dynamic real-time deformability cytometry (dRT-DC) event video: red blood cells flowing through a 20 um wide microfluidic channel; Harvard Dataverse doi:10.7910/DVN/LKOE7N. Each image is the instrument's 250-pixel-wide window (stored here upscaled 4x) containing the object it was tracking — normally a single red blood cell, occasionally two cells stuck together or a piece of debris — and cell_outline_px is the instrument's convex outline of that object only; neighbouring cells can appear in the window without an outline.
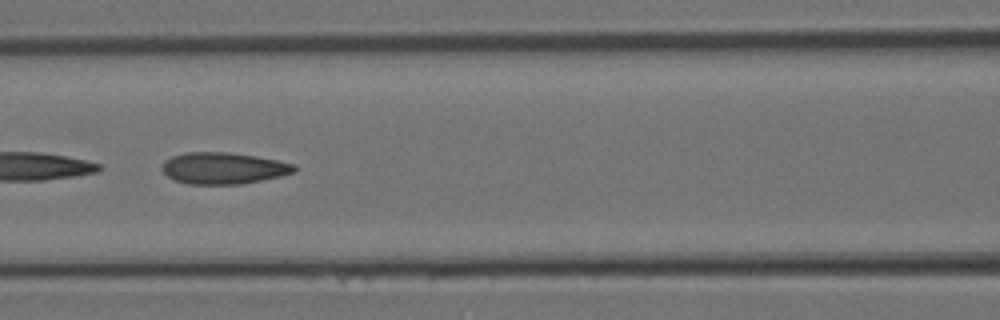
{"species": "Egyptian fruit bat (a non-hibernating species)", "species_latin": "Rousettus aegyptiacus", "temperature_condition": "room temperature", "stored_images_in_passage": 22, "camera_frame_rate_fps": 3000, "um_per_image_px": 0.085, "animal": {"sex": "female"}, "frame": {"image": 1, "passage_image": 7, "time_ms": 2.0, "image_size_px": [1000, 320], "cell_outline_px": [[296, 172], [280, 176], [240, 184], [188, 184], [176, 180], [168, 176], [160, 168], [164, 160], [172, 156], [184, 152], [228, 152], [256, 156], [296, 164]], "centroid_in_image_um": [18.98, 14.29], "position_along_channel_um": 147.6, "area_um2": 24.33}}
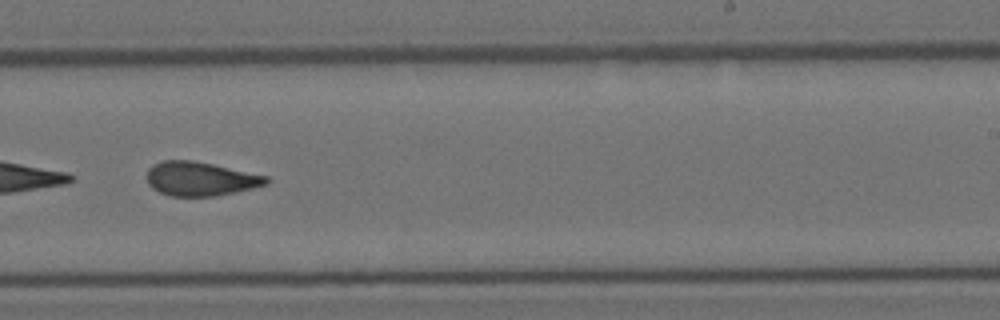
{"frame": {"image": 2, "passage_image": 13, "time_ms": 4.0, "image_size_px": [1000, 320], "cell_outline_px": [[272, 180], [268, 184], [236, 192], [216, 196], [172, 196], [160, 192], [152, 188], [148, 184], [148, 168], [152, 164], [164, 160], [192, 160], [212, 164], [268, 176]], "centroid_in_image_um": [17.05, 15.2], "position_along_channel_um": 271.9, "area_um2": 23.7}}